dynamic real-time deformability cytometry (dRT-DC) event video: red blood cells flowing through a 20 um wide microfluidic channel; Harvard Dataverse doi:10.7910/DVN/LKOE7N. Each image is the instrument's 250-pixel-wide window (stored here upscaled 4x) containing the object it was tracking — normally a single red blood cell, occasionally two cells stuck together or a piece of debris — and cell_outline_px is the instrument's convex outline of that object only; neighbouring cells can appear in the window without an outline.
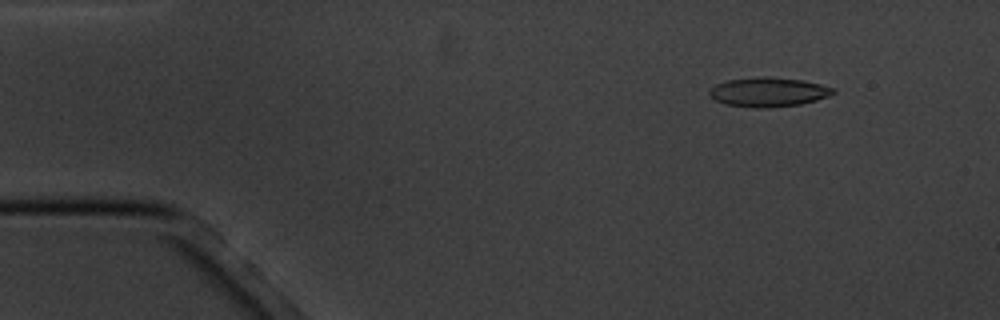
{"species": "common noctule bat (a hibernating species)", "species_latin": "Nyctalus noctula", "temperature_condition": "cold", "stored_images_in_passage": 10, "camera_frame_rate_fps": 3000, "um_per_image_px": 0.085, "animal": {"sex": "male", "body_mass_g": 20.1, "forearm_length_mm": 53.5}, "frame": {"image": 1, "passage_image": 2, "time_ms": 1.0, "image_size_px": [1000, 320], "cell_outline_px": [[836, 92], [828, 96], [816, 100], [800, 104], [768, 108], [752, 108], [724, 104], [716, 100], [708, 92], [708, 88], [716, 84], [728, 80], [756, 76], [764, 76], [800, 80], [820, 84], [832, 88]], "centroid_in_image_um": [65.26, 7.82], "position_along_channel_um": 19.7, "area_um2": 21.15}}
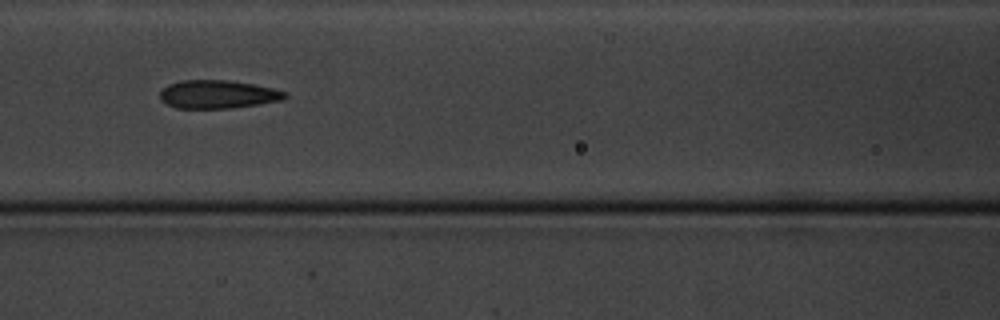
{"frame": {"image": 2, "passage_image": 7, "time_ms": 7.0, "image_size_px": [1000, 320], "cell_outline_px": [[288, 96], [280, 100], [260, 104], [232, 108], [176, 108], [160, 100], [160, 92], [168, 84], [184, 80], [228, 80], [256, 84], [288, 92]], "centroid_in_image_um": [18.54, 8.01], "position_along_channel_um": 148.1, "area_um2": 20.63}}
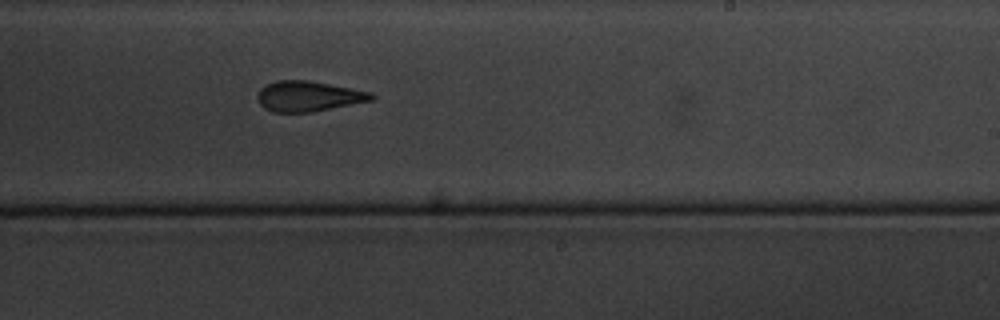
{"frame": {"image": 3, "passage_image": 10, "time_ms": 10.333, "image_size_px": [1000, 320], "cell_outline_px": [[376, 96], [372, 100], [312, 112], [272, 112], [264, 108], [260, 104], [256, 96], [260, 88], [264, 84], [276, 80], [308, 80], [372, 92]], "centroid_in_image_um": [26.17, 8.17], "position_along_channel_um": 262.8, "area_um2": 20.23}}